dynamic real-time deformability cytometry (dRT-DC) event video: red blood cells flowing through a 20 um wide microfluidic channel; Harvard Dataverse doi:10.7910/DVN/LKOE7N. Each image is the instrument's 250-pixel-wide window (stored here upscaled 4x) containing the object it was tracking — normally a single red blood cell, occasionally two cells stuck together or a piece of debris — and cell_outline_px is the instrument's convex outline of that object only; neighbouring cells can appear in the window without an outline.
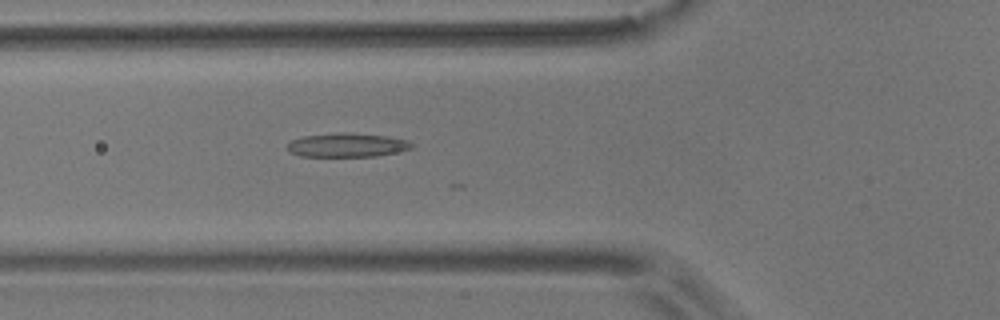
{"species": "common noctule bat (a hibernating species)", "species_latin": "Nyctalus noctula", "temperature_condition": "room temperature", "stored_images_in_passage": 10, "camera_frame_rate_fps": 3000, "um_per_image_px": 0.085, "animal": {"sex": "male", "body_mass_g": 17.9}, "frame": {"image": 1, "passage_image": 6, "time_ms": 1.667, "image_size_px": [1000, 320], "cell_outline_px": [[412, 148], [396, 152], [376, 156], [300, 156], [288, 152], [288, 144], [292, 140], [304, 136], [336, 132], [344, 132], [384, 136], [408, 140], [412, 144]], "centroid_in_image_um": [29.47, 12.33], "position_along_channel_um": 96.3, "area_um2": 17.17}}
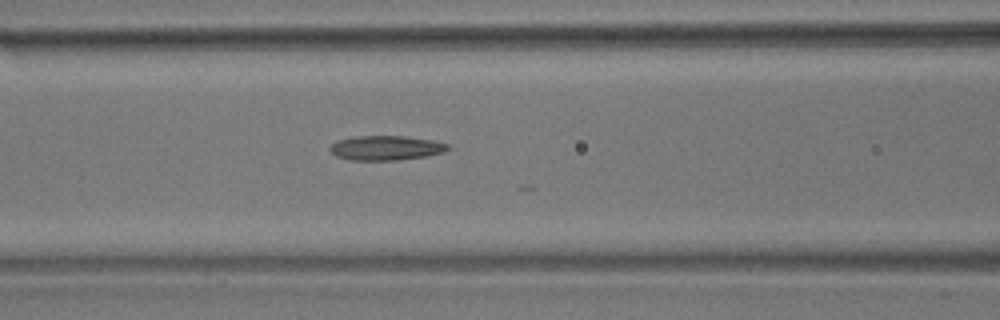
{"frame": {"image": 2, "passage_image": 9, "time_ms": 2.667, "image_size_px": [1000, 320], "cell_outline_px": [[452, 148], [444, 152], [428, 156], [396, 160], [348, 160], [336, 156], [328, 148], [336, 140], [356, 136], [404, 136], [432, 140], [448, 144]], "centroid_in_image_um": [32.81, 12.57], "position_along_channel_um": 133.8, "area_um2": 16.99}}